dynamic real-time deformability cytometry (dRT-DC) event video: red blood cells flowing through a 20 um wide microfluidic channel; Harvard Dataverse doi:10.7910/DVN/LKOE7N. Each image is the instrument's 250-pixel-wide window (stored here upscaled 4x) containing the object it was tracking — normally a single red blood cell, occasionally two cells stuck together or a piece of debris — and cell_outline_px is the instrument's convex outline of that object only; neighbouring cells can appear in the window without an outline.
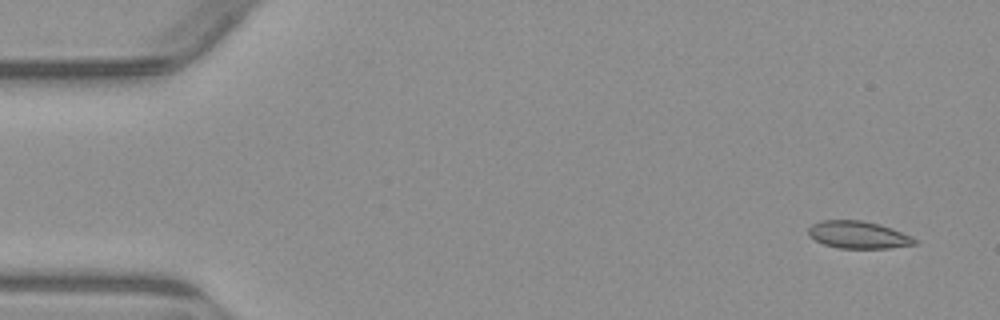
{"species": "common noctule bat (a hibernating species)", "species_latin": "Nyctalus noctula", "temperature_condition": "warm", "stored_images_in_passage": 3, "camera_frame_rate_fps": 3000, "um_per_image_px": 0.085, "animal": {"sex": "male", "body_mass_g": 23.1, "forearm_length_mm": 52.7}, "frame": {"image": 1, "passage_image": 1, "time_ms": 0.0, "image_size_px": [1000, 320], "cell_outline_px": [[920, 240], [916, 244], [892, 248], [840, 248], [824, 244], [808, 236], [808, 228], [812, 224], [820, 220], [860, 220], [880, 224], [892, 228], [912, 236]], "centroid_in_image_um": [72.98, 19.96], "position_along_channel_um": 12.0, "area_um2": 17.11}}